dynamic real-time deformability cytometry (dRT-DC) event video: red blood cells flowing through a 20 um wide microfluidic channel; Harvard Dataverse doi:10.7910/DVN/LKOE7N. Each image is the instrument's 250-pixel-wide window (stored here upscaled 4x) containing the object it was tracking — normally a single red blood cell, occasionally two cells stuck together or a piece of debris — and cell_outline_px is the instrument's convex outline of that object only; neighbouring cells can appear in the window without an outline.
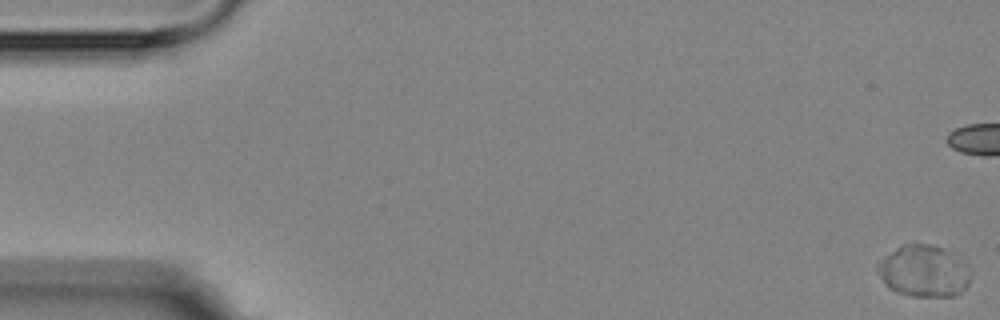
{"species": "Egyptian fruit bat (a non-hibernating species)", "species_latin": "Rousettus aegyptiacus", "temperature_condition": "room temperature", "stored_images_in_passage": 9, "camera_frame_rate_fps": 3000, "um_per_image_px": 0.085, "animal": {"sex": "female"}, "frame": {"image": 1, "passage_image": 1, "time_ms": 0.0, "image_size_px": [1000, 320], "cell_outline_px": [[972, 276], [968, 284], [960, 292], [952, 296], [912, 296], [896, 292], [888, 288], [884, 284], [876, 268], [876, 264], [896, 248], [904, 244], [928, 244], [952, 252], [972, 272]], "centroid_in_image_um": [78.51, 23.06], "position_along_channel_um": 6.5, "area_um2": 27.86}}
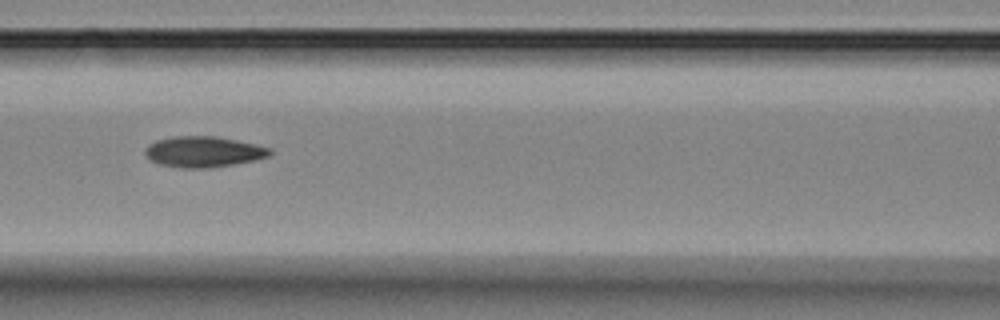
{"frame": {"image": 2, "passage_image": 8, "time_ms": 9.0, "image_size_px": [1000, 320], "cell_outline_px": [[272, 152], [268, 156], [256, 160], [208, 168], [180, 168], [160, 164], [152, 160], [144, 152], [144, 148], [148, 144], [156, 140], [172, 136], [216, 136], [256, 144], [272, 148]], "centroid_in_image_um": [17.29, 12.89], "position_along_channel_um": 149.3, "area_um2": 22.43}}
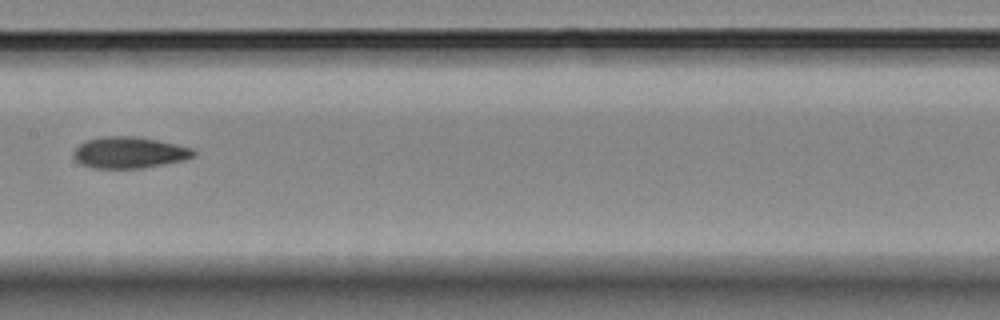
{"frame": {"image": 3, "passage_image": 9, "time_ms": 10.333, "image_size_px": [1000, 320], "cell_outline_px": [[196, 156], [184, 160], [144, 168], [92, 168], [80, 164], [72, 156], [72, 152], [84, 140], [100, 136], [140, 136], [196, 148]], "centroid_in_image_um": [11.01, 12.95], "position_along_channel_um": 196.4, "area_um2": 22.48}}